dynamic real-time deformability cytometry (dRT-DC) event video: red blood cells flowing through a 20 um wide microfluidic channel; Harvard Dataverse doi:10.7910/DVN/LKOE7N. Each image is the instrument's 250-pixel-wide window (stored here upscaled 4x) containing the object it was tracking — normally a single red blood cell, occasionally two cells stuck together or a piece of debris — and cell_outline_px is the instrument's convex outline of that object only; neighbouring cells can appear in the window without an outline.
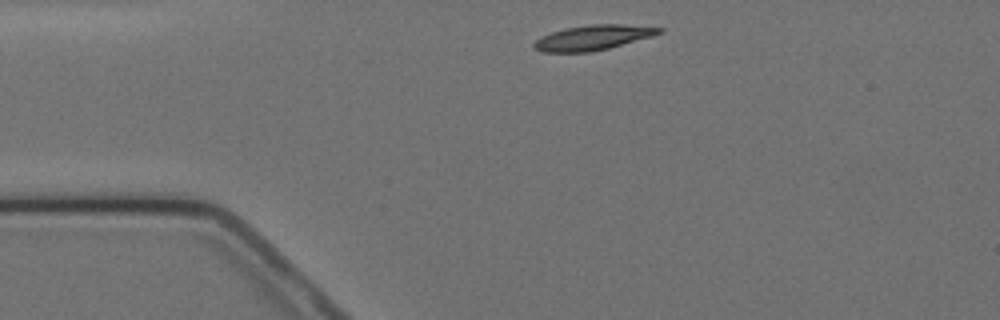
{"species": "Egyptian fruit bat (a non-hibernating species)", "species_latin": "Rousettus aegyptiacus", "temperature_condition": "cold", "stored_images_in_passage": 2, "camera_frame_rate_fps": 3000, "um_per_image_px": 0.085, "animal": {"sex": "female"}, "frame": {"image": 1, "passage_image": 1, "time_ms": 0.0, "image_size_px": [1000, 320], "cell_outline_px": [[664, 32], [652, 36], [608, 48], [588, 52], [544, 52], [532, 48], [532, 44], [540, 36], [564, 28], [588, 24], [624, 24], [664, 28]], "centroid_in_image_um": [50.38, 3.18], "position_along_channel_um": 34.6, "area_um2": 18.26}}